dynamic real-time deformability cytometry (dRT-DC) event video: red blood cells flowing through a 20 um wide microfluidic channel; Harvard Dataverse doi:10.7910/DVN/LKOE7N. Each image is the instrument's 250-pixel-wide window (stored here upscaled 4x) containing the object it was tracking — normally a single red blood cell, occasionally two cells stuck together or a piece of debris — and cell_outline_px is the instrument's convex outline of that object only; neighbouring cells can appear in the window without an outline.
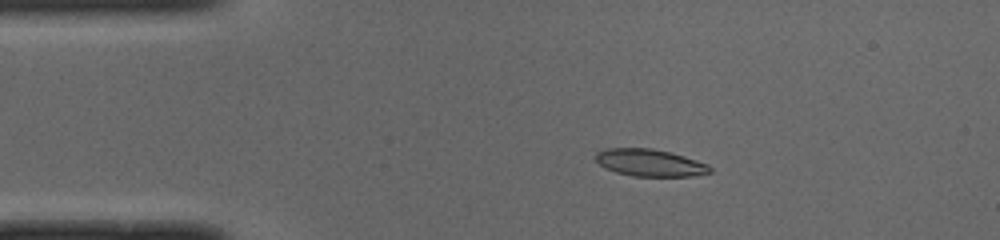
{"species": "common noctule bat (a hibernating species)", "species_latin": "Nyctalus noctula", "temperature_condition": "cold", "stored_images_in_passage": 42, "camera_frame_rate_fps": 3000, "um_per_image_px": 0.085, "animal": {"sex": "male", "body_mass_g": 19.0, "forearm_length_mm": 50.8}, "frame": {"image": 1, "passage_image": 1, "time_ms": 0.0, "image_size_px": [1000, 240], "cell_outline_px": [[712, 172], [692, 176], [632, 176], [616, 172], [604, 168], [596, 160], [596, 152], [604, 148], [652, 148], [672, 152], [708, 164], [712, 168]], "centroid_in_image_um": [55.24, 13.83], "position_along_channel_um": 29.8, "area_um2": 18.21}}
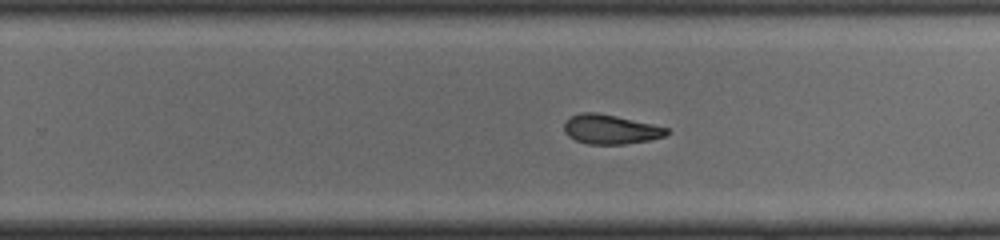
{"frame": {"image": 2, "passage_image": 23, "time_ms": 7.333, "image_size_px": [1000, 240], "cell_outline_px": [[672, 132], [664, 136], [648, 140], [624, 144], [588, 144], [576, 140], [568, 136], [564, 132], [564, 120], [580, 112], [596, 112], [616, 116], [652, 124], [668, 128]], "centroid_in_image_um": [51.87, 10.99], "position_along_channel_um": 277.9, "area_um2": 17.57}}
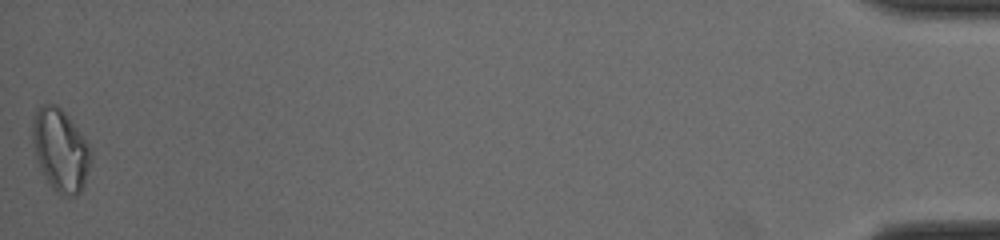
{"frame": {"image": 3, "passage_image": 42, "time_ms": 13.667, "image_size_px": [1000, 240], "cell_outline_px": [[92, 156], [84, 184], [80, 192], [76, 196], [60, 196], [52, 188], [44, 176], [36, 160], [32, 140], [32, 120], [36, 108], [44, 104], [56, 104], [68, 116], [92, 148]], "centroid_in_image_um": [5.13, 12.76], "position_along_channel_um": 430.1, "area_um2": 28.32}, "authors_computed_cell_mechanics": {"area_um2": 18.4382, "velocity_mm_per_s": 3.9901, "shape_relaxation_time_tau1_ms": null, "shape_relaxation_time_tau2_ms": 6.351, "deformation_change_tau1": null, "deformation_change_tau2": 0.1307}}